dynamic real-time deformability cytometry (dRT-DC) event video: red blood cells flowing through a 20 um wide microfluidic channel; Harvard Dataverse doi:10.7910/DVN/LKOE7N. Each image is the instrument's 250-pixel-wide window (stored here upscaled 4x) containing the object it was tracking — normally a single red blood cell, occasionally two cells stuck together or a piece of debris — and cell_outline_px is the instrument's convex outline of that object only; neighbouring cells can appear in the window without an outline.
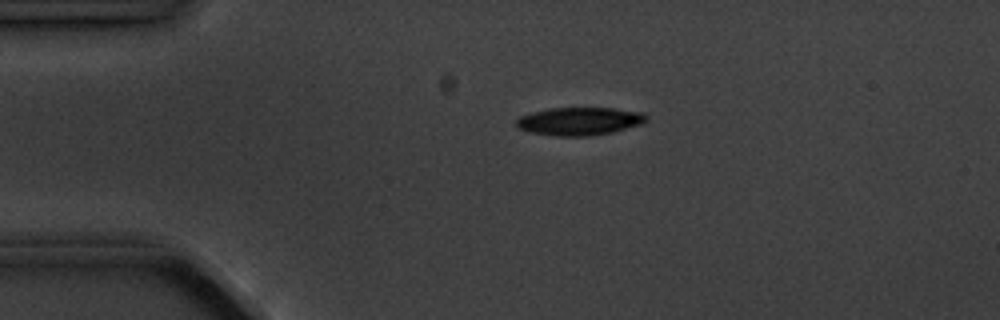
{"species": "common noctule bat (a hibernating species)", "species_latin": "Nyctalus noctula", "temperature_condition": "cold", "stored_images_in_passage": 3, "camera_frame_rate_fps": 3000, "um_per_image_px": 0.085, "animal": {"sex": "male", "body_mass_g": 20.1, "forearm_length_mm": 53.5}, "frame": {"image": 1, "passage_image": 2, "time_ms": 1.333, "image_size_px": [1000, 320], "cell_outline_px": [[648, 120], [640, 124], [612, 132], [588, 136], [556, 136], [528, 132], [520, 128], [516, 124], [516, 120], [520, 116], [532, 112], [552, 108], [612, 108], [644, 112], [648, 116]], "centroid_in_image_um": [49.27, 10.3], "position_along_channel_um": 35.7, "area_um2": 21.15}}